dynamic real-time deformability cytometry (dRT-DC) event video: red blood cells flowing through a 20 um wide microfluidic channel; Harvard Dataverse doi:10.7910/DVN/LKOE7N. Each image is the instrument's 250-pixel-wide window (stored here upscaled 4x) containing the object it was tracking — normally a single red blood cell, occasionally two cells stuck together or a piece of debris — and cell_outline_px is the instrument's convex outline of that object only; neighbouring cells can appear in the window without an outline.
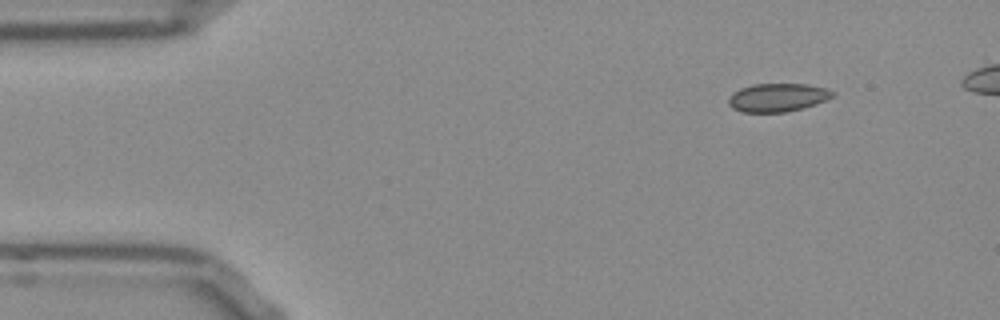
{"species": "Egyptian fruit bat (a non-hibernating species)", "species_latin": "Rousettus aegyptiacus", "temperature_condition": "room temperature", "stored_images_in_passage": 44, "camera_frame_rate_fps": 3000, "um_per_image_px": 0.085, "frame": {"image": 1, "passage_image": 1, "time_ms": 0.0, "image_size_px": [1000, 320], "cell_outline_px": [[836, 92], [828, 100], [816, 104], [784, 112], [740, 112], [732, 108], [728, 104], [728, 96], [732, 92], [740, 88], [752, 84], [808, 84], [824, 88]], "centroid_in_image_um": [66.05, 8.28], "position_along_channel_um": 18.9, "area_um2": 17.28}}
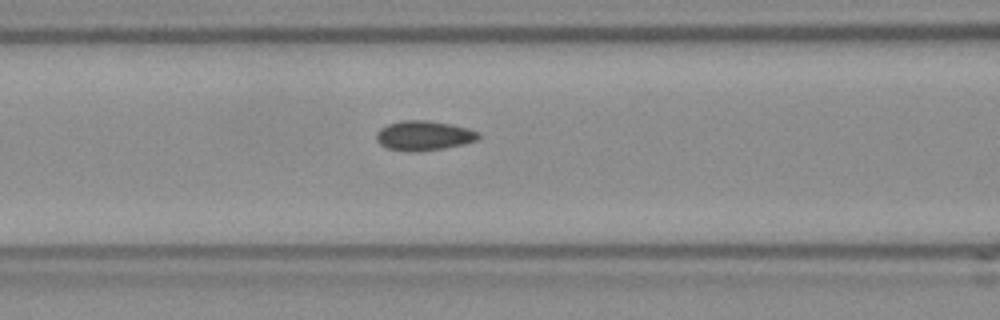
{"frame": {"image": 2, "passage_image": 16, "time_ms": 5.0, "image_size_px": [1000, 320], "cell_outline_px": [[480, 136], [476, 140], [464, 144], [444, 148], [412, 152], [408, 152], [388, 148], [380, 144], [376, 140], [376, 132], [380, 128], [388, 124], [400, 120], [428, 120], [452, 124], [468, 128], [480, 132]], "centroid_in_image_um": [36.02, 11.52], "position_along_channel_um": 130.6, "area_um2": 17.8}}
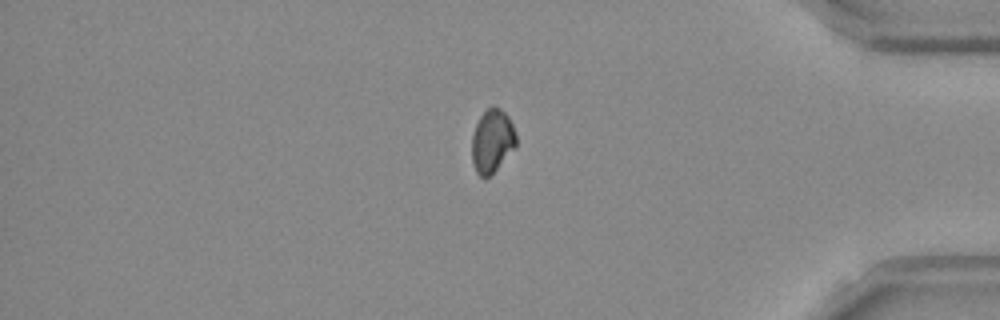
{"frame": {"image": 3, "passage_image": 39, "time_ms": 12.667, "image_size_px": [1000, 320], "cell_outline_px": [[516, 148], [488, 176], [480, 176], [476, 172], [472, 160], [472, 132], [480, 116], [492, 104], [500, 108], [508, 116], [512, 124], [516, 136]], "centroid_in_image_um": [41.83, 11.94], "position_along_channel_um": 393.4, "area_um2": 16.24}, "authors_computed_cell_mechanics": {"area_um2": 17.0799, "velocity_mm_per_s": 3.8319, "shape_relaxation_time_tau1_ms": null, "shape_relaxation_time_tau2_ms": 5.7589, "deformation_change_tau1": null, "deformation_change_tau2": 0.0582}}